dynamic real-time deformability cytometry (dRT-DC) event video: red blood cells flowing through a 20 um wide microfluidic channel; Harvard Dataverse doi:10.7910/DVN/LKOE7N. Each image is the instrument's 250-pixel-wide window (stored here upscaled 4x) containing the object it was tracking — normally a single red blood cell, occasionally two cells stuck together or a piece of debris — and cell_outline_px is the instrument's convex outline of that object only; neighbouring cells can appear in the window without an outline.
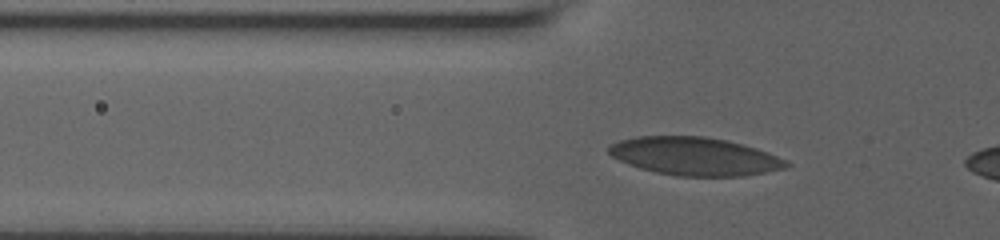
{"species": "human", "species_latin": "Homo sapiens", "temperature_condition": "room temperature", "stored_images_in_passage": 45, "camera_frame_rate_fps": 3000, "um_per_image_px": 0.085, "donor": {"sex": "male"}, "frame": {"image": 1, "passage_image": 16, "time_ms": 5.0, "image_size_px": [1000, 240], "cell_outline_px": [[792, 164], [788, 168], [744, 176], [680, 176], [656, 172], [640, 168], [628, 164], [612, 156], [608, 152], [608, 148], [612, 144], [620, 140], [636, 136], [704, 136], [728, 140], [756, 148], [768, 152]], "centroid_in_image_um": [59.07, 13.28], "position_along_channel_um": 66.7, "area_um2": 39.36}}
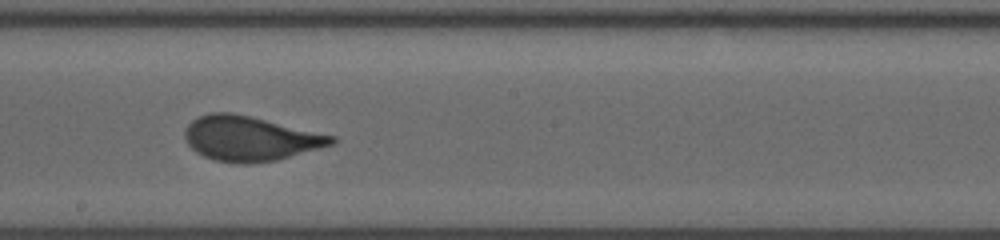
{"frame": {"image": 2, "passage_image": 29, "time_ms": 9.333, "image_size_px": [1000, 240], "cell_outline_px": [[336, 144], [276, 160], [252, 164], [240, 164], [216, 160], [204, 156], [196, 152], [188, 144], [184, 136], [184, 132], [188, 124], [192, 120], [208, 112], [232, 112], [252, 116], [336, 136]], "centroid_in_image_um": [21.27, 11.77], "position_along_channel_um": 226.9, "area_um2": 38.49}}
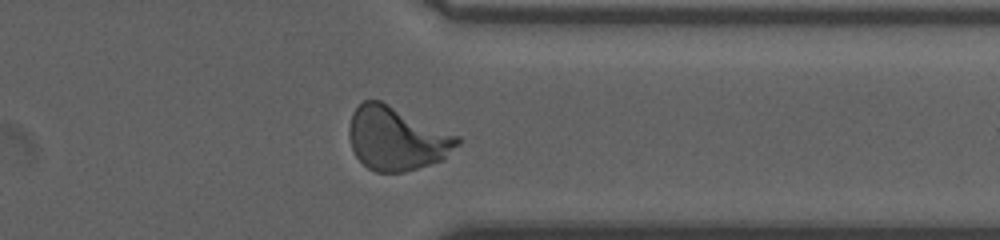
{"frame": {"image": 3, "passage_image": 41, "time_ms": 13.333, "image_size_px": [1000, 240], "cell_outline_px": [[460, 144], [440, 160], [404, 172], [376, 172], [368, 168], [356, 156], [352, 148], [348, 136], [348, 128], [352, 112], [364, 100], [380, 100], [460, 136]], "centroid_in_image_um": [33.69, 11.76], "position_along_channel_um": 377.7, "area_um2": 39.88}, "authors_computed_cell_mechanics": {"area_um2": 38.148, "velocity_mm_per_s": 3.8046, "shape_relaxation_time_tau1_ms": 4.5799, "shape_relaxation_time_tau2_ms": null, "deformation_change_tau1": 0.1493, "deformation_change_tau2": null}}